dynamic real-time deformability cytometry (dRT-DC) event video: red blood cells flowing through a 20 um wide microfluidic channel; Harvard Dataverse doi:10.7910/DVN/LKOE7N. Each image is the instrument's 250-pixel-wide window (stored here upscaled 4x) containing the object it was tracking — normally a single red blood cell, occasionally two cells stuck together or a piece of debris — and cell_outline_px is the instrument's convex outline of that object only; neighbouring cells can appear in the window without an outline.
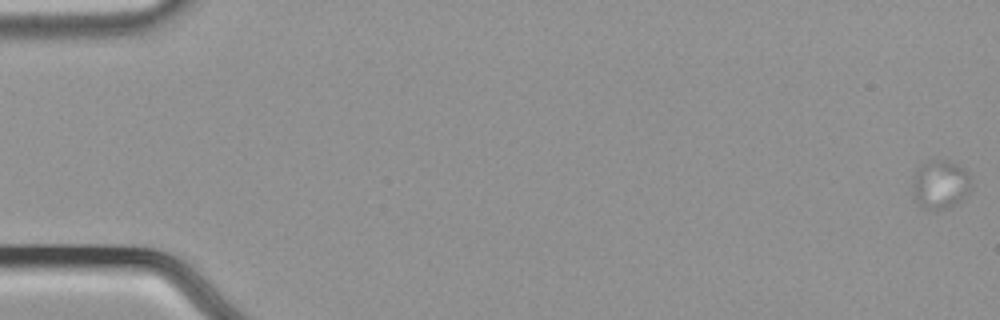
{"species": "common noctule bat (a hibernating species)", "species_latin": "Nyctalus noctula", "temperature_condition": "cold", "stored_images_in_passage": 21, "camera_frame_rate_fps": 3000, "um_per_image_px": 0.085, "animal": {"sex": "male", "body_mass_g": 21.5, "forearm_length_mm": 52.0}, "frame": {"image": 1, "passage_image": 1, "time_ms": 0.0, "image_size_px": [1000, 320], "cell_outline_px": [[972, 176], [968, 192], [956, 204], [948, 208], [920, 208], [916, 204], [912, 196], [912, 184], [916, 172], [920, 164], [928, 160], [948, 160], [964, 168]], "centroid_in_image_um": [79.89, 15.66], "position_along_channel_um": 5.1, "area_um2": 16.82}}
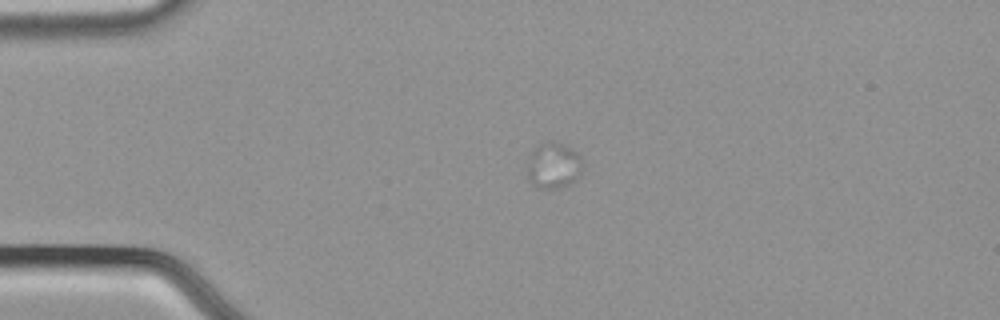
{"frame": {"image": 2, "passage_image": 15, "time_ms": 4.667, "image_size_px": [1000, 320], "cell_outline_px": [[580, 172], [576, 180], [572, 184], [560, 188], [536, 188], [528, 180], [528, 168], [532, 148], [536, 144], [552, 140], [556, 140], [572, 148], [580, 156]], "centroid_in_image_um": [47.03, 14.05], "position_along_channel_um": 38.0, "area_um2": 15.03}}